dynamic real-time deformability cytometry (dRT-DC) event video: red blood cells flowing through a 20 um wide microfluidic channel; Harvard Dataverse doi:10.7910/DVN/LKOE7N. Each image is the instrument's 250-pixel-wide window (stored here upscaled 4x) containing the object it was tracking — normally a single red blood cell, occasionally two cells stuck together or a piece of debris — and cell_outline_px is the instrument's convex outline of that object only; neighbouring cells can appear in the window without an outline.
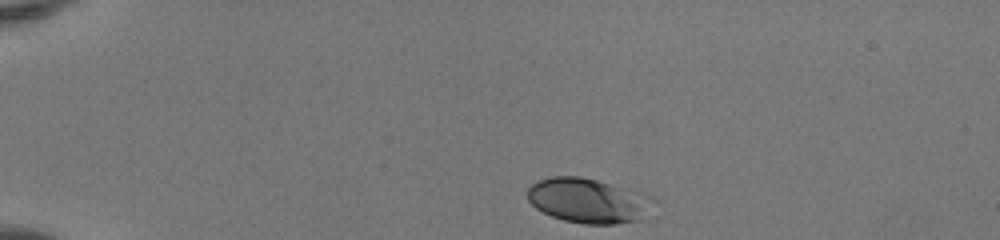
{"species": "human", "species_latin": "Homo sapiens", "temperature_condition": "room temperature", "stored_images_in_passage": 34, "camera_frame_rate_fps": 3000, "um_per_image_px": 0.085, "donor": {"sex": "female"}, "frame": {"image": 1, "passage_image": 1, "time_ms": 0.0, "image_size_px": [1000, 240], "cell_outline_px": [[656, 200], [640, 220], [616, 224], [584, 224], [564, 220], [552, 216], [536, 208], [528, 200], [528, 188], [532, 184], [540, 180], [552, 176], [580, 176], [644, 192], [652, 196]], "centroid_in_image_um": [50.03, 17.05], "position_along_channel_um": 35.0, "area_um2": 32.89}}
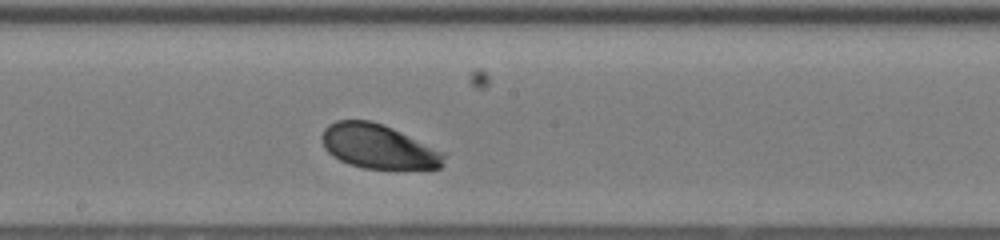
{"frame": {"image": 2, "passage_image": 20, "time_ms": 6.333, "image_size_px": [1000, 240], "cell_outline_px": [[448, 152], [444, 164], [440, 168], [364, 168], [348, 164], [332, 156], [324, 148], [320, 140], [320, 136], [324, 128], [328, 124], [336, 120], [372, 120], [384, 124]], "centroid_in_image_um": [32.18, 12.43], "position_along_channel_um": 216.0, "area_um2": 32.14}}
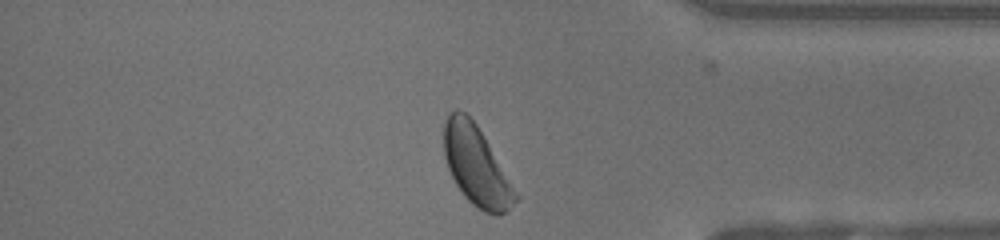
{"frame": {"image": 3, "passage_image": 34, "time_ms": 11.0, "image_size_px": [1000, 240], "cell_outline_px": [[520, 196], [500, 216], [484, 212], [472, 204], [464, 196], [456, 184], [448, 168], [444, 156], [444, 120], [456, 108], [464, 112], [476, 124]], "centroid_in_image_um": [40.48, 14.11], "position_along_channel_um": 394.7, "area_um2": 32.6}, "authors_computed_cell_mechanics": {"area_um2": 31.7033, "velocity_mm_per_s": 4.0624, "shape_relaxation_time_tau1_ms": 0.8074, "shape_relaxation_time_tau2_ms": null, "deformation_change_tau1": 0.0748, "deformation_change_tau2": null}}